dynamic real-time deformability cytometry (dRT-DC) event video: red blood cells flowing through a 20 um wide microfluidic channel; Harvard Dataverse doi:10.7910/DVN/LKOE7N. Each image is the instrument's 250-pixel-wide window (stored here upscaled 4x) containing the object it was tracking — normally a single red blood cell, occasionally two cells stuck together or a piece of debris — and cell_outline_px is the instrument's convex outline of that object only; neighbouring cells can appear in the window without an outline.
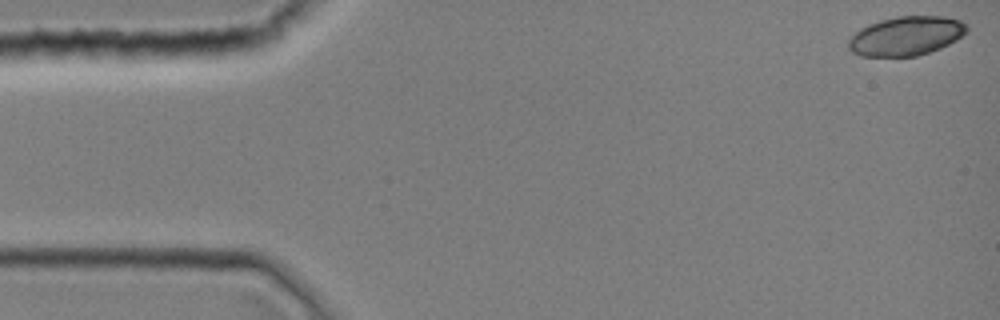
{"species": "common noctule bat (a hibernating species)", "species_latin": "Nyctalus noctula", "temperature_condition": "room temperature", "stored_images_in_passage": 12, "camera_frame_rate_fps": 3000, "um_per_image_px": 0.085, "animal": {"sex": "female", "body_mass_g": 19.0, "forearm_length_mm": 51.5}, "frame": {"image": 1, "passage_image": 1, "time_ms": 0.0, "image_size_px": [1000, 320], "cell_outline_px": [[968, 28], [956, 40], [940, 48], [916, 56], [860, 56], [852, 52], [848, 48], [848, 40], [860, 28], [868, 24], [880, 20], [896, 16], [944, 16], [960, 20], [968, 24]], "centroid_in_image_um": [77.0, 3.05], "position_along_channel_um": 8.0, "area_um2": 26.93}}
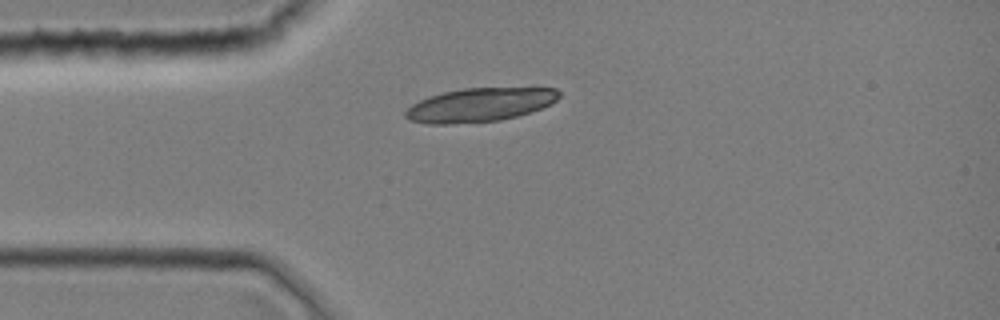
{"frame": {"image": 2, "passage_image": 10, "time_ms": 3.0, "image_size_px": [1000, 320], "cell_outline_px": [[560, 96], [552, 104], [516, 116], [500, 120], [452, 124], [428, 124], [408, 120], [404, 116], [404, 112], [412, 104], [428, 96], [444, 92], [464, 88], [556, 88], [560, 92]], "centroid_in_image_um": [40.75, 8.91], "position_along_channel_um": 44.3, "area_um2": 30.11}}